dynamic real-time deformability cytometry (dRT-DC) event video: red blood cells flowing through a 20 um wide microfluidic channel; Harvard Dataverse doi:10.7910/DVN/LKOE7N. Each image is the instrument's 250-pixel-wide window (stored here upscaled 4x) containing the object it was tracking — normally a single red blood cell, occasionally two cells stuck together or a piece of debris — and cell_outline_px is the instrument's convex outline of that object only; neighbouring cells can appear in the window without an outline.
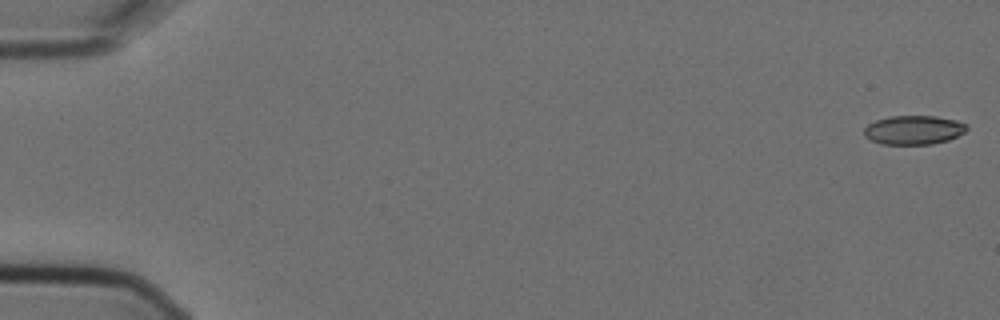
{"species": "Egyptian fruit bat (a non-hibernating species)", "species_latin": "Rousettus aegyptiacus", "temperature_condition": "cold", "stored_images_in_passage": 7, "camera_frame_rate_fps": 3000, "um_per_image_px": 0.085, "animal": {"sex": "female"}, "frame": {"image": 1, "passage_image": 1, "time_ms": 0.0, "image_size_px": [1000, 320], "cell_outline_px": [[968, 128], [964, 132], [948, 140], [932, 144], [880, 144], [864, 136], [864, 128], [868, 124], [876, 120], [888, 116], [936, 116], [956, 120], [968, 124]], "centroid_in_image_um": [77.66, 11.04], "position_along_channel_um": 7.3, "area_um2": 17.4}}
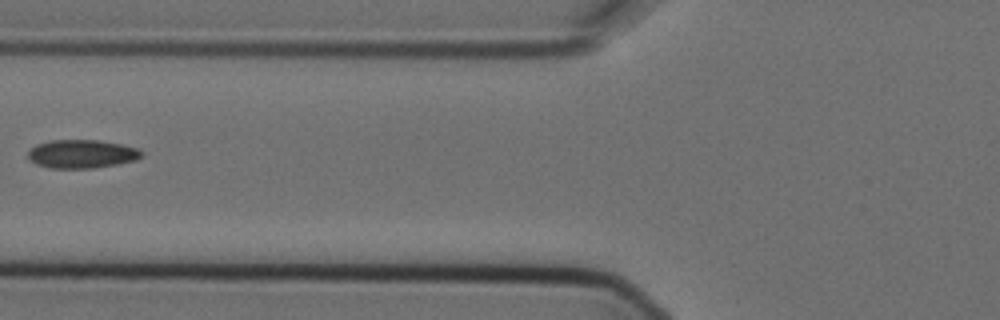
{"frame": {"image": 2, "passage_image": 6, "time_ms": 1.667, "image_size_px": [1000, 320], "cell_outline_px": [[144, 152], [136, 160], [116, 164], [92, 168], [48, 168], [36, 164], [28, 160], [28, 152], [36, 144], [52, 140], [100, 140], [120, 144], [136, 148]], "centroid_in_image_um": [6.91, 13.08], "position_along_channel_um": 118.9, "area_um2": 18.79}}
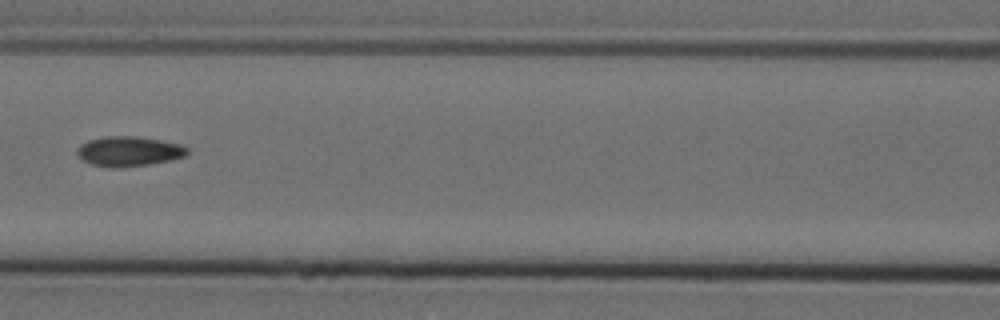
{"frame": {"image": 3, "passage_image": 7, "time_ms": 2.0, "image_size_px": [1000, 320], "cell_outline_px": [[188, 152], [184, 156], [168, 160], [148, 164], [116, 168], [112, 168], [88, 164], [80, 160], [76, 156], [76, 148], [80, 144], [88, 140], [104, 136], [136, 136], [160, 140], [180, 144], [188, 148]], "centroid_in_image_um": [10.85, 12.86], "position_along_channel_um": 155.7, "area_um2": 19.36}}